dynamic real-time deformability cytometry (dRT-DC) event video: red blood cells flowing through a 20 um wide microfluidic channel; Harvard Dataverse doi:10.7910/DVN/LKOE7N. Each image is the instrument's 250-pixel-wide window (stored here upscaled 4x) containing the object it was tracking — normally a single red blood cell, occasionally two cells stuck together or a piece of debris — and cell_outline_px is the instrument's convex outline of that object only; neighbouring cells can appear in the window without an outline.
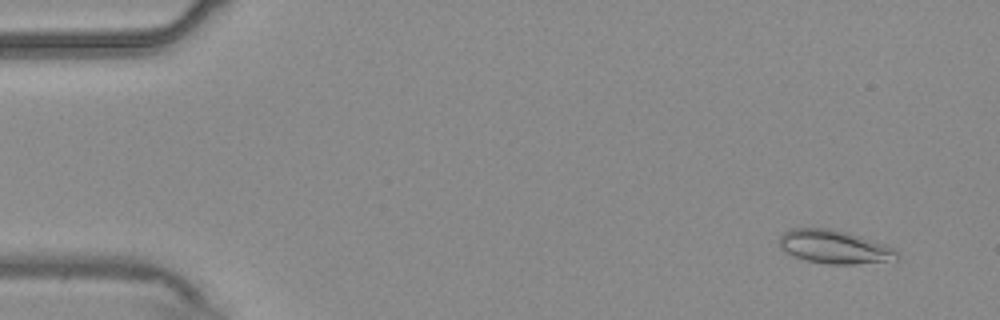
{"species": "common noctule bat (a hibernating species)", "species_latin": "Nyctalus noctula", "temperature_condition": "warm", "stored_images_in_passage": 56, "camera_frame_rate_fps": 3000, "um_per_image_px": 0.085, "animal": {"sex": "male", "body_mass_g": 20.4}, "frame": {"image": 1, "passage_image": 4, "time_ms": 1.0, "image_size_px": [1000, 320], "cell_outline_px": [[900, 260], [856, 264], [828, 264], [808, 260], [784, 252], [780, 248], [780, 236], [784, 232], [792, 228], [828, 228], [848, 232], [888, 244], [896, 248], [900, 256]], "centroid_in_image_um": [71.02, 20.98], "position_along_channel_um": 14.0, "area_um2": 23.29}}
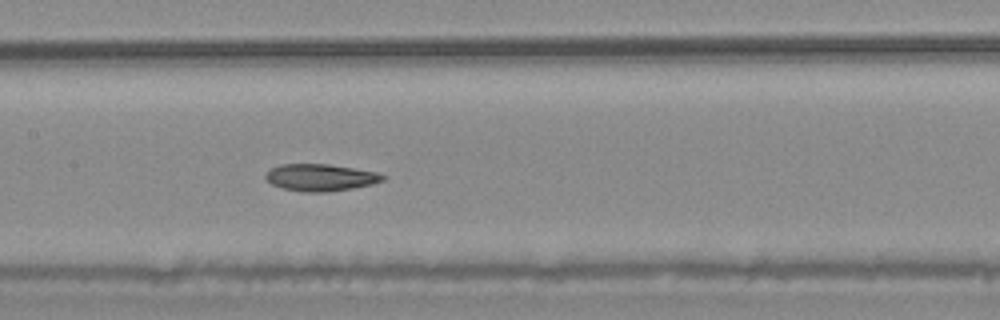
{"frame": {"image": 2, "passage_image": 27, "time_ms": 8.667, "image_size_px": [1000, 320], "cell_outline_px": [[388, 176], [384, 180], [372, 184], [352, 188], [328, 192], [300, 192], [284, 188], [272, 184], [264, 176], [272, 168], [280, 164], [328, 164], [376, 172]], "centroid_in_image_um": [27.26, 15.09], "position_along_channel_um": 180.1, "area_um2": 18.32}}
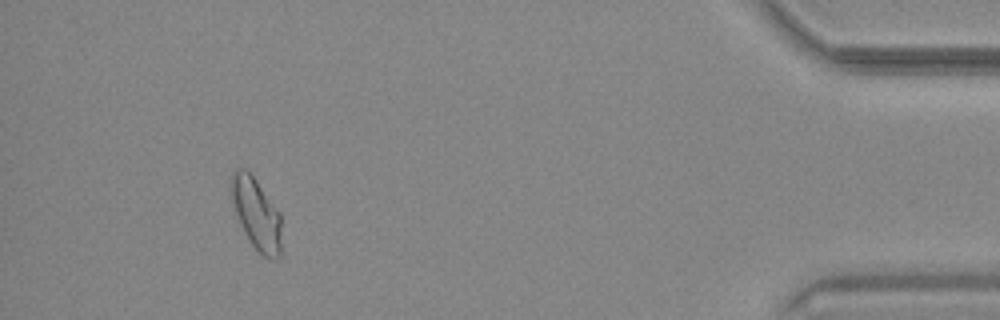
{"frame": {"image": 3, "passage_image": 51, "time_ms": 16.667, "image_size_px": [1000, 320], "cell_outline_px": [[280, 256], [276, 260], [264, 256], [252, 244], [240, 224], [228, 192], [228, 180], [232, 172], [236, 168], [244, 168], [256, 180], [280, 212]], "centroid_in_image_um": [21.73, 18.1], "position_along_channel_um": 413.5, "area_um2": 21.04}, "authors_computed_cell_mechanics": {"area_um2": 19.5075, "velocity_mm_per_s": 3.6873, "shape_relaxation_time_tau1_ms": null, "shape_relaxation_time_tau2_ms": 3.4869, "deformation_change_tau1": null, "deformation_change_tau2": 0.0873}}